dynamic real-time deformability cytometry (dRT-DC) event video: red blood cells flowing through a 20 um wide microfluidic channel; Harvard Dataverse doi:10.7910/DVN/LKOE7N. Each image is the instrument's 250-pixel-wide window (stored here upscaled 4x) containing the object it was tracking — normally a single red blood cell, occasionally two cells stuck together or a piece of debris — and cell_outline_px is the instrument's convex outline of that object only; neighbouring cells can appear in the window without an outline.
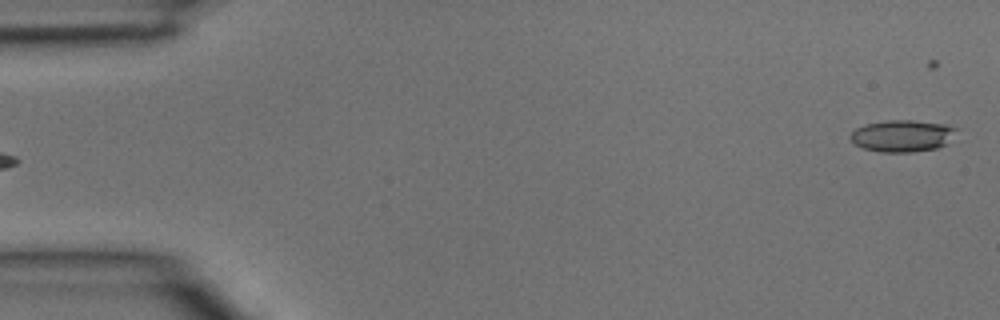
{"species": "common noctule bat (a hibernating species)", "species_latin": "Nyctalus noctula", "temperature_condition": "room temperature", "stored_images_in_passage": 4, "segment_of_instrument_passage": [2, 2], "camera_frame_rate_fps": 3000, "um_per_image_px": 0.085, "animal": {"sex": "male", "body_mass_g": 15.6}, "frame": {"image": 1, "passage_image": 4, "time_ms": 1.0, "image_size_px": [1000, 320], "cell_outline_px": [[956, 128], [944, 144], [936, 148], [912, 152], [880, 152], [864, 148], [856, 144], [848, 136], [856, 128], [864, 124], [888, 120], [912, 120], [948, 124]], "centroid_in_image_um": [76.63, 11.53], "position_along_channel_um": 8.4, "area_um2": 19.36}}